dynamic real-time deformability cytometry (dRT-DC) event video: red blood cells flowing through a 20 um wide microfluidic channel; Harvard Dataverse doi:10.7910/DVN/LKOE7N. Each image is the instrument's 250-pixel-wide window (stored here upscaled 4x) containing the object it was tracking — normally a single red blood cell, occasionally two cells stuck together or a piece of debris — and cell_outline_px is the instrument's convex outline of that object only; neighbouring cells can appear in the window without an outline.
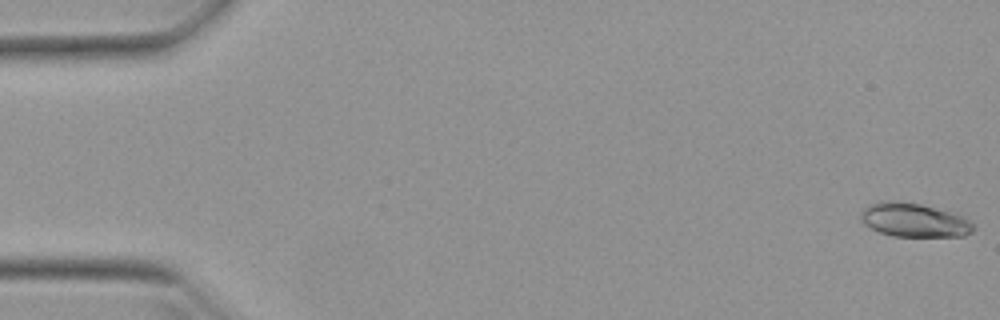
{"species": "Egyptian fruit bat (a non-hibernating species)", "species_latin": "Rousettus aegyptiacus", "temperature_condition": "warm", "stored_images_in_passage": 53, "camera_frame_rate_fps": 3000, "um_per_image_px": 0.085, "animal": {"sex": "female"}, "frame": {"image": 1, "passage_image": 1, "time_ms": 0.0, "image_size_px": [1000, 320], "cell_outline_px": [[976, 228], [972, 232], [964, 236], [892, 236], [880, 232], [864, 224], [860, 220], [860, 212], [864, 208], [880, 200], [896, 200], [920, 204], [948, 212], [960, 216], [968, 220]], "centroid_in_image_um": [77.65, 18.7], "position_along_channel_um": 7.4, "area_um2": 22.02}}
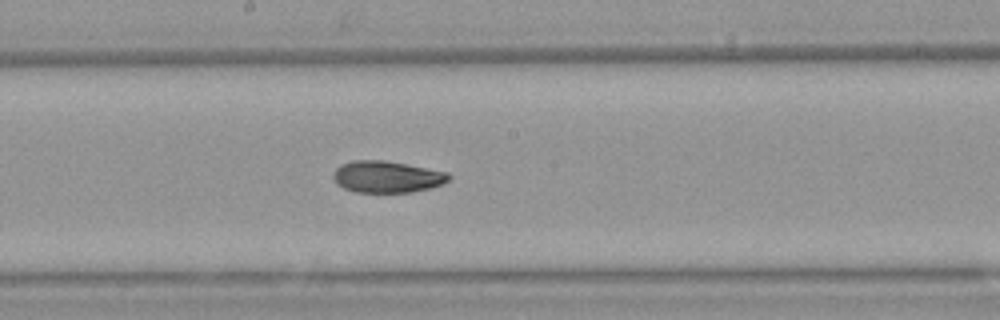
{"frame": {"image": 2, "passage_image": 28, "time_ms": 9.0, "image_size_px": [1000, 320], "cell_outline_px": [[448, 180], [444, 184], [412, 192], [356, 192], [344, 188], [336, 184], [332, 176], [332, 172], [340, 164], [352, 160], [384, 160], [448, 172]], "centroid_in_image_um": [32.83, 15.02], "position_along_channel_um": 215.4, "area_um2": 21.33}}
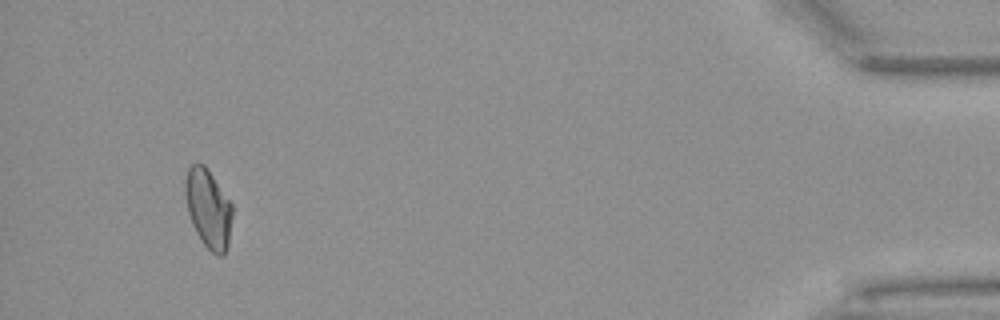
{"frame": {"image": 3, "passage_image": 49, "time_ms": 16.0, "image_size_px": [1000, 320], "cell_outline_px": [[232, 216], [228, 248], [220, 256], [216, 256], [200, 240], [192, 224], [188, 212], [184, 192], [184, 184], [188, 168], [192, 164], [204, 164], [232, 204]], "centroid_in_image_um": [17.7, 17.74], "position_along_channel_um": 417.5, "area_um2": 21.56}, "authors_computed_cell_mechanics": {"area_um2": 21.5594, "velocity_mm_per_s": 3.9441, "shape_relaxation_time_tau1_ms": 10.1874, "shape_relaxation_time_tau2_ms": 2.3754, "deformation_change_tau1": 0.244, "deformation_change_tau2": 0.0656}}